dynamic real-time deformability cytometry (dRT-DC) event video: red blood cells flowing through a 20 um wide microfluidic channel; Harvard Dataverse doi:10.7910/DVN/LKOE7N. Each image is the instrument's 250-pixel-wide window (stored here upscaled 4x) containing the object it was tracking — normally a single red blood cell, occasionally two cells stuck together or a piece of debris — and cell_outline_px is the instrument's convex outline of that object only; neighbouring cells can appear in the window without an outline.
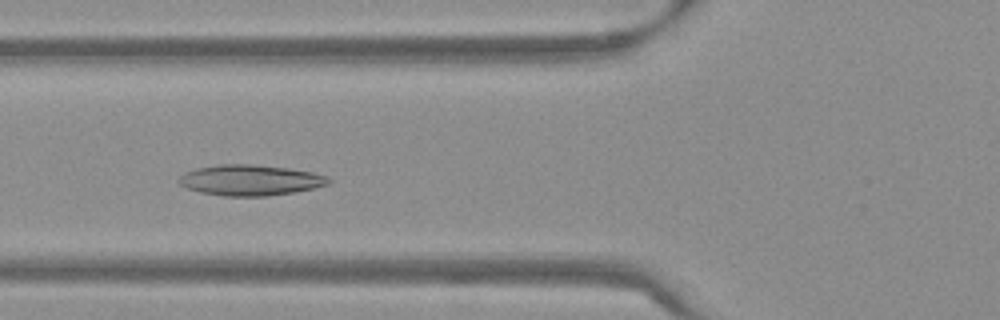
{"species": "Egyptian fruit bat (a non-hibernating species)", "species_latin": "Rousettus aegyptiacus", "temperature_condition": "warm", "stored_images_in_passage": 46, "camera_frame_rate_fps": 3000, "um_per_image_px": 0.085, "frame": {"image": 1, "passage_image": 13, "time_ms": 4.0, "image_size_px": [1000, 320], "cell_outline_px": [[332, 180], [328, 184], [312, 188], [292, 192], [268, 196], [224, 196], [200, 192], [188, 188], [180, 184], [176, 180], [184, 172], [196, 168], [220, 164], [252, 164], [288, 168], [312, 172], [328, 176]], "centroid_in_image_um": [21.25, 15.31], "position_along_channel_um": 104.6, "area_um2": 26.76}}
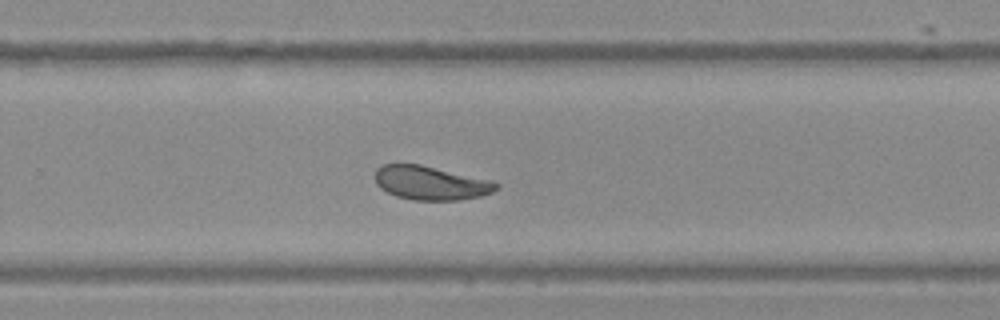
{"frame": {"image": 2, "passage_image": 28, "time_ms": 9.0, "image_size_px": [1000, 320], "cell_outline_px": [[500, 188], [492, 192], [480, 196], [456, 200], [412, 200], [396, 196], [380, 188], [376, 184], [372, 176], [376, 168], [384, 164], [420, 164], [492, 180], [500, 184]], "centroid_in_image_um": [36.58, 15.54], "position_along_channel_um": 293.2, "area_um2": 24.16}}
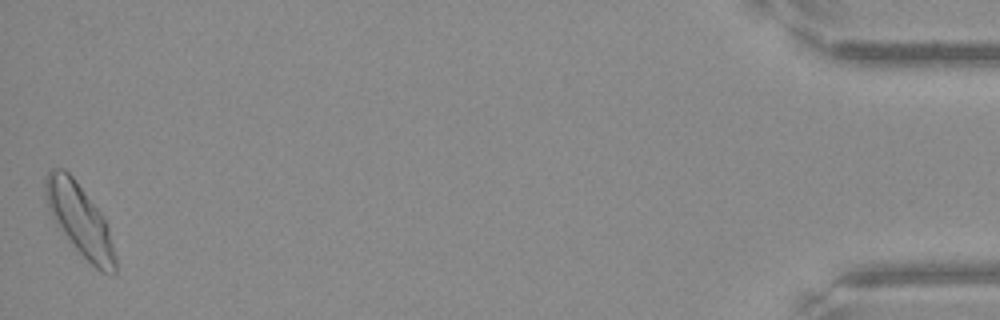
{"frame": {"image": 3, "passage_image": 46, "time_ms": 15.0, "image_size_px": [1000, 320], "cell_outline_px": [[116, 272], [112, 276], [100, 272], [72, 244], [56, 224], [52, 216], [44, 196], [44, 176], [52, 168], [64, 168], [72, 176], [100, 212], [108, 228], [116, 256]], "centroid_in_image_um": [6.77, 18.68], "position_along_channel_um": 428.4, "area_um2": 28.78}, "authors_computed_cell_mechanics": {"area_um2": 24.9407, "velocity_mm_per_s": 3.7702, "shape_relaxation_time_tau1_ms": 7.1223, "shape_relaxation_time_tau2_ms": 2.3704, "deformation_change_tau1": 0.1391, "deformation_change_tau2": 0.0799}}